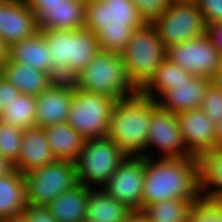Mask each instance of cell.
<instances>
[{
	"mask_svg": "<svg viewBox=\"0 0 222 222\" xmlns=\"http://www.w3.org/2000/svg\"><path fill=\"white\" fill-rule=\"evenodd\" d=\"M39 31L37 17L24 0H0V38L11 45Z\"/></svg>",
	"mask_w": 222,
	"mask_h": 222,
	"instance_id": "obj_14",
	"label": "cell"
},
{
	"mask_svg": "<svg viewBox=\"0 0 222 222\" xmlns=\"http://www.w3.org/2000/svg\"><path fill=\"white\" fill-rule=\"evenodd\" d=\"M210 83V78L194 76L191 80L175 85L174 89L165 91L156 100L157 105L175 115L187 110L198 109L202 104L204 91Z\"/></svg>",
	"mask_w": 222,
	"mask_h": 222,
	"instance_id": "obj_17",
	"label": "cell"
},
{
	"mask_svg": "<svg viewBox=\"0 0 222 222\" xmlns=\"http://www.w3.org/2000/svg\"><path fill=\"white\" fill-rule=\"evenodd\" d=\"M146 22L132 0H101L85 3V29L98 39L100 50L122 53L134 30Z\"/></svg>",
	"mask_w": 222,
	"mask_h": 222,
	"instance_id": "obj_2",
	"label": "cell"
},
{
	"mask_svg": "<svg viewBox=\"0 0 222 222\" xmlns=\"http://www.w3.org/2000/svg\"><path fill=\"white\" fill-rule=\"evenodd\" d=\"M198 164L200 196L222 200V149L204 152L198 157Z\"/></svg>",
	"mask_w": 222,
	"mask_h": 222,
	"instance_id": "obj_26",
	"label": "cell"
},
{
	"mask_svg": "<svg viewBox=\"0 0 222 222\" xmlns=\"http://www.w3.org/2000/svg\"><path fill=\"white\" fill-rule=\"evenodd\" d=\"M27 202L46 207L56 196L73 188L77 183L75 163L55 160L26 174Z\"/></svg>",
	"mask_w": 222,
	"mask_h": 222,
	"instance_id": "obj_9",
	"label": "cell"
},
{
	"mask_svg": "<svg viewBox=\"0 0 222 222\" xmlns=\"http://www.w3.org/2000/svg\"><path fill=\"white\" fill-rule=\"evenodd\" d=\"M56 160L75 163L85 144V139L69 123L54 124L43 128Z\"/></svg>",
	"mask_w": 222,
	"mask_h": 222,
	"instance_id": "obj_23",
	"label": "cell"
},
{
	"mask_svg": "<svg viewBox=\"0 0 222 222\" xmlns=\"http://www.w3.org/2000/svg\"><path fill=\"white\" fill-rule=\"evenodd\" d=\"M8 58L20 64H27L36 70L44 71L54 78V65L46 45V37L41 31L9 47Z\"/></svg>",
	"mask_w": 222,
	"mask_h": 222,
	"instance_id": "obj_19",
	"label": "cell"
},
{
	"mask_svg": "<svg viewBox=\"0 0 222 222\" xmlns=\"http://www.w3.org/2000/svg\"><path fill=\"white\" fill-rule=\"evenodd\" d=\"M176 116L186 149L194 157L216 149L215 124L202 109L187 110Z\"/></svg>",
	"mask_w": 222,
	"mask_h": 222,
	"instance_id": "obj_16",
	"label": "cell"
},
{
	"mask_svg": "<svg viewBox=\"0 0 222 222\" xmlns=\"http://www.w3.org/2000/svg\"><path fill=\"white\" fill-rule=\"evenodd\" d=\"M200 109L215 125L219 123L222 120V90L210 83L204 91Z\"/></svg>",
	"mask_w": 222,
	"mask_h": 222,
	"instance_id": "obj_32",
	"label": "cell"
},
{
	"mask_svg": "<svg viewBox=\"0 0 222 222\" xmlns=\"http://www.w3.org/2000/svg\"><path fill=\"white\" fill-rule=\"evenodd\" d=\"M67 0H27V3L35 16H37L44 7L62 6Z\"/></svg>",
	"mask_w": 222,
	"mask_h": 222,
	"instance_id": "obj_37",
	"label": "cell"
},
{
	"mask_svg": "<svg viewBox=\"0 0 222 222\" xmlns=\"http://www.w3.org/2000/svg\"><path fill=\"white\" fill-rule=\"evenodd\" d=\"M200 197L199 164L191 158H145V176L142 192V210L152 203L169 199Z\"/></svg>",
	"mask_w": 222,
	"mask_h": 222,
	"instance_id": "obj_1",
	"label": "cell"
},
{
	"mask_svg": "<svg viewBox=\"0 0 222 222\" xmlns=\"http://www.w3.org/2000/svg\"><path fill=\"white\" fill-rule=\"evenodd\" d=\"M36 17L39 31L82 29L85 27V3L67 0L62 6L44 7Z\"/></svg>",
	"mask_w": 222,
	"mask_h": 222,
	"instance_id": "obj_20",
	"label": "cell"
},
{
	"mask_svg": "<svg viewBox=\"0 0 222 222\" xmlns=\"http://www.w3.org/2000/svg\"><path fill=\"white\" fill-rule=\"evenodd\" d=\"M211 83L217 88L222 90V69H218L211 78Z\"/></svg>",
	"mask_w": 222,
	"mask_h": 222,
	"instance_id": "obj_43",
	"label": "cell"
},
{
	"mask_svg": "<svg viewBox=\"0 0 222 222\" xmlns=\"http://www.w3.org/2000/svg\"><path fill=\"white\" fill-rule=\"evenodd\" d=\"M84 3H88L90 1H101V0H82Z\"/></svg>",
	"mask_w": 222,
	"mask_h": 222,
	"instance_id": "obj_45",
	"label": "cell"
},
{
	"mask_svg": "<svg viewBox=\"0 0 222 222\" xmlns=\"http://www.w3.org/2000/svg\"><path fill=\"white\" fill-rule=\"evenodd\" d=\"M167 49L207 33V26L196 2L173 1L153 23Z\"/></svg>",
	"mask_w": 222,
	"mask_h": 222,
	"instance_id": "obj_10",
	"label": "cell"
},
{
	"mask_svg": "<svg viewBox=\"0 0 222 222\" xmlns=\"http://www.w3.org/2000/svg\"><path fill=\"white\" fill-rule=\"evenodd\" d=\"M126 157L122 149L107 136L85 140L75 162L78 183L90 189L93 188L92 184L104 186Z\"/></svg>",
	"mask_w": 222,
	"mask_h": 222,
	"instance_id": "obj_7",
	"label": "cell"
},
{
	"mask_svg": "<svg viewBox=\"0 0 222 222\" xmlns=\"http://www.w3.org/2000/svg\"><path fill=\"white\" fill-rule=\"evenodd\" d=\"M207 33L222 55V23L208 26Z\"/></svg>",
	"mask_w": 222,
	"mask_h": 222,
	"instance_id": "obj_38",
	"label": "cell"
},
{
	"mask_svg": "<svg viewBox=\"0 0 222 222\" xmlns=\"http://www.w3.org/2000/svg\"><path fill=\"white\" fill-rule=\"evenodd\" d=\"M205 25H216L222 23V0H196Z\"/></svg>",
	"mask_w": 222,
	"mask_h": 222,
	"instance_id": "obj_34",
	"label": "cell"
},
{
	"mask_svg": "<svg viewBox=\"0 0 222 222\" xmlns=\"http://www.w3.org/2000/svg\"><path fill=\"white\" fill-rule=\"evenodd\" d=\"M187 222H222V200L200 196L190 206Z\"/></svg>",
	"mask_w": 222,
	"mask_h": 222,
	"instance_id": "obj_30",
	"label": "cell"
},
{
	"mask_svg": "<svg viewBox=\"0 0 222 222\" xmlns=\"http://www.w3.org/2000/svg\"><path fill=\"white\" fill-rule=\"evenodd\" d=\"M193 201L189 199H169L147 205L142 212L149 222H187L189 208Z\"/></svg>",
	"mask_w": 222,
	"mask_h": 222,
	"instance_id": "obj_29",
	"label": "cell"
},
{
	"mask_svg": "<svg viewBox=\"0 0 222 222\" xmlns=\"http://www.w3.org/2000/svg\"><path fill=\"white\" fill-rule=\"evenodd\" d=\"M146 23H153L167 11L171 0H132Z\"/></svg>",
	"mask_w": 222,
	"mask_h": 222,
	"instance_id": "obj_33",
	"label": "cell"
},
{
	"mask_svg": "<svg viewBox=\"0 0 222 222\" xmlns=\"http://www.w3.org/2000/svg\"><path fill=\"white\" fill-rule=\"evenodd\" d=\"M156 106L157 102L141 91L115 101L107 137L127 156L153 158L146 149L151 111Z\"/></svg>",
	"mask_w": 222,
	"mask_h": 222,
	"instance_id": "obj_3",
	"label": "cell"
},
{
	"mask_svg": "<svg viewBox=\"0 0 222 222\" xmlns=\"http://www.w3.org/2000/svg\"><path fill=\"white\" fill-rule=\"evenodd\" d=\"M0 222H30V220L28 218V215L25 212H22L18 215L4 218Z\"/></svg>",
	"mask_w": 222,
	"mask_h": 222,
	"instance_id": "obj_41",
	"label": "cell"
},
{
	"mask_svg": "<svg viewBox=\"0 0 222 222\" xmlns=\"http://www.w3.org/2000/svg\"><path fill=\"white\" fill-rule=\"evenodd\" d=\"M166 58L195 76L212 78L220 69L221 54L208 33L166 49Z\"/></svg>",
	"mask_w": 222,
	"mask_h": 222,
	"instance_id": "obj_11",
	"label": "cell"
},
{
	"mask_svg": "<svg viewBox=\"0 0 222 222\" xmlns=\"http://www.w3.org/2000/svg\"><path fill=\"white\" fill-rule=\"evenodd\" d=\"M123 222H149L148 217L142 211H131Z\"/></svg>",
	"mask_w": 222,
	"mask_h": 222,
	"instance_id": "obj_39",
	"label": "cell"
},
{
	"mask_svg": "<svg viewBox=\"0 0 222 222\" xmlns=\"http://www.w3.org/2000/svg\"><path fill=\"white\" fill-rule=\"evenodd\" d=\"M54 65V79L72 80L101 51L89 29L43 30Z\"/></svg>",
	"mask_w": 222,
	"mask_h": 222,
	"instance_id": "obj_4",
	"label": "cell"
},
{
	"mask_svg": "<svg viewBox=\"0 0 222 222\" xmlns=\"http://www.w3.org/2000/svg\"><path fill=\"white\" fill-rule=\"evenodd\" d=\"M20 91L3 76H0V113L20 95Z\"/></svg>",
	"mask_w": 222,
	"mask_h": 222,
	"instance_id": "obj_35",
	"label": "cell"
},
{
	"mask_svg": "<svg viewBox=\"0 0 222 222\" xmlns=\"http://www.w3.org/2000/svg\"><path fill=\"white\" fill-rule=\"evenodd\" d=\"M27 206L24 174L14 168L0 176V220L24 212Z\"/></svg>",
	"mask_w": 222,
	"mask_h": 222,
	"instance_id": "obj_24",
	"label": "cell"
},
{
	"mask_svg": "<svg viewBox=\"0 0 222 222\" xmlns=\"http://www.w3.org/2000/svg\"><path fill=\"white\" fill-rule=\"evenodd\" d=\"M43 128L24 129L21 150L14 168L26 174L55 161Z\"/></svg>",
	"mask_w": 222,
	"mask_h": 222,
	"instance_id": "obj_18",
	"label": "cell"
},
{
	"mask_svg": "<svg viewBox=\"0 0 222 222\" xmlns=\"http://www.w3.org/2000/svg\"><path fill=\"white\" fill-rule=\"evenodd\" d=\"M144 176L145 158L127 156L117 166L115 173L108 179L103 189L131 211H142Z\"/></svg>",
	"mask_w": 222,
	"mask_h": 222,
	"instance_id": "obj_12",
	"label": "cell"
},
{
	"mask_svg": "<svg viewBox=\"0 0 222 222\" xmlns=\"http://www.w3.org/2000/svg\"><path fill=\"white\" fill-rule=\"evenodd\" d=\"M220 69H222V55H221V61H220Z\"/></svg>",
	"mask_w": 222,
	"mask_h": 222,
	"instance_id": "obj_47",
	"label": "cell"
},
{
	"mask_svg": "<svg viewBox=\"0 0 222 222\" xmlns=\"http://www.w3.org/2000/svg\"><path fill=\"white\" fill-rule=\"evenodd\" d=\"M8 51L9 47L0 38V68H2V65L8 60Z\"/></svg>",
	"mask_w": 222,
	"mask_h": 222,
	"instance_id": "obj_42",
	"label": "cell"
},
{
	"mask_svg": "<svg viewBox=\"0 0 222 222\" xmlns=\"http://www.w3.org/2000/svg\"><path fill=\"white\" fill-rule=\"evenodd\" d=\"M194 76L195 75L184 71L180 66L165 58L156 70L155 76L141 92L156 101V95L160 97L165 91L174 89L175 85L186 82V80H191Z\"/></svg>",
	"mask_w": 222,
	"mask_h": 222,
	"instance_id": "obj_27",
	"label": "cell"
},
{
	"mask_svg": "<svg viewBox=\"0 0 222 222\" xmlns=\"http://www.w3.org/2000/svg\"><path fill=\"white\" fill-rule=\"evenodd\" d=\"M216 128V149H222V120L215 125Z\"/></svg>",
	"mask_w": 222,
	"mask_h": 222,
	"instance_id": "obj_44",
	"label": "cell"
},
{
	"mask_svg": "<svg viewBox=\"0 0 222 222\" xmlns=\"http://www.w3.org/2000/svg\"><path fill=\"white\" fill-rule=\"evenodd\" d=\"M173 1H196V0H171V2H173Z\"/></svg>",
	"mask_w": 222,
	"mask_h": 222,
	"instance_id": "obj_46",
	"label": "cell"
},
{
	"mask_svg": "<svg viewBox=\"0 0 222 222\" xmlns=\"http://www.w3.org/2000/svg\"><path fill=\"white\" fill-rule=\"evenodd\" d=\"M1 75L21 93L35 97L55 81L50 74L36 70L27 64L11 61L9 58L2 65Z\"/></svg>",
	"mask_w": 222,
	"mask_h": 222,
	"instance_id": "obj_21",
	"label": "cell"
},
{
	"mask_svg": "<svg viewBox=\"0 0 222 222\" xmlns=\"http://www.w3.org/2000/svg\"><path fill=\"white\" fill-rule=\"evenodd\" d=\"M13 169L14 164L0 153V176L10 173Z\"/></svg>",
	"mask_w": 222,
	"mask_h": 222,
	"instance_id": "obj_40",
	"label": "cell"
},
{
	"mask_svg": "<svg viewBox=\"0 0 222 222\" xmlns=\"http://www.w3.org/2000/svg\"><path fill=\"white\" fill-rule=\"evenodd\" d=\"M24 130L0 120V153L11 163L19 158Z\"/></svg>",
	"mask_w": 222,
	"mask_h": 222,
	"instance_id": "obj_31",
	"label": "cell"
},
{
	"mask_svg": "<svg viewBox=\"0 0 222 222\" xmlns=\"http://www.w3.org/2000/svg\"><path fill=\"white\" fill-rule=\"evenodd\" d=\"M0 120L23 130L36 127V97L20 93L0 113Z\"/></svg>",
	"mask_w": 222,
	"mask_h": 222,
	"instance_id": "obj_28",
	"label": "cell"
},
{
	"mask_svg": "<svg viewBox=\"0 0 222 222\" xmlns=\"http://www.w3.org/2000/svg\"><path fill=\"white\" fill-rule=\"evenodd\" d=\"M114 104L110 97L74 87L67 123L85 140L106 137Z\"/></svg>",
	"mask_w": 222,
	"mask_h": 222,
	"instance_id": "obj_8",
	"label": "cell"
},
{
	"mask_svg": "<svg viewBox=\"0 0 222 222\" xmlns=\"http://www.w3.org/2000/svg\"><path fill=\"white\" fill-rule=\"evenodd\" d=\"M89 189L77 183L73 188L56 196L46 207L58 222L85 221Z\"/></svg>",
	"mask_w": 222,
	"mask_h": 222,
	"instance_id": "obj_22",
	"label": "cell"
},
{
	"mask_svg": "<svg viewBox=\"0 0 222 222\" xmlns=\"http://www.w3.org/2000/svg\"><path fill=\"white\" fill-rule=\"evenodd\" d=\"M153 146L162 152L158 158H191L194 157L182 139L177 116L158 105L151 111L147 148Z\"/></svg>",
	"mask_w": 222,
	"mask_h": 222,
	"instance_id": "obj_13",
	"label": "cell"
},
{
	"mask_svg": "<svg viewBox=\"0 0 222 222\" xmlns=\"http://www.w3.org/2000/svg\"><path fill=\"white\" fill-rule=\"evenodd\" d=\"M72 81L75 88L102 94L114 101L137 92L129 82L120 53L100 51Z\"/></svg>",
	"mask_w": 222,
	"mask_h": 222,
	"instance_id": "obj_6",
	"label": "cell"
},
{
	"mask_svg": "<svg viewBox=\"0 0 222 222\" xmlns=\"http://www.w3.org/2000/svg\"><path fill=\"white\" fill-rule=\"evenodd\" d=\"M96 189L88 190L86 221L123 222L131 210L117 202L103 188Z\"/></svg>",
	"mask_w": 222,
	"mask_h": 222,
	"instance_id": "obj_25",
	"label": "cell"
},
{
	"mask_svg": "<svg viewBox=\"0 0 222 222\" xmlns=\"http://www.w3.org/2000/svg\"><path fill=\"white\" fill-rule=\"evenodd\" d=\"M74 93L72 80H55L36 97V127L66 123Z\"/></svg>",
	"mask_w": 222,
	"mask_h": 222,
	"instance_id": "obj_15",
	"label": "cell"
},
{
	"mask_svg": "<svg viewBox=\"0 0 222 222\" xmlns=\"http://www.w3.org/2000/svg\"><path fill=\"white\" fill-rule=\"evenodd\" d=\"M121 57L129 82L137 91H141L166 58V48L152 23H145L133 31Z\"/></svg>",
	"mask_w": 222,
	"mask_h": 222,
	"instance_id": "obj_5",
	"label": "cell"
},
{
	"mask_svg": "<svg viewBox=\"0 0 222 222\" xmlns=\"http://www.w3.org/2000/svg\"><path fill=\"white\" fill-rule=\"evenodd\" d=\"M24 212L28 215L30 222H58L47 207L28 204Z\"/></svg>",
	"mask_w": 222,
	"mask_h": 222,
	"instance_id": "obj_36",
	"label": "cell"
}]
</instances>
